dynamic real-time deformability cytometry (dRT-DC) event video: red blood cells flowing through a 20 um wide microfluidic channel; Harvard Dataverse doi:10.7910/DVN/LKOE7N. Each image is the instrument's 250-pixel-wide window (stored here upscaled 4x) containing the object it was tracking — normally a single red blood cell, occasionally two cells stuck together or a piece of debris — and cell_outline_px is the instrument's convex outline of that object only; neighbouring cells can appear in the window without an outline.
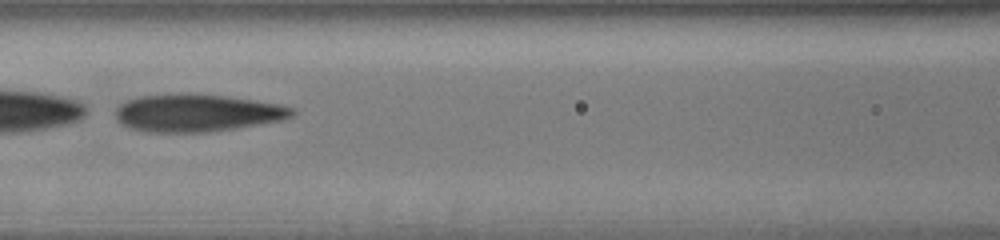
{"species": "human", "species_latin": "Homo sapiens", "temperature_condition": "cold", "stored_images_in_passage": 41, "segment_of_instrument_passage": [2, 2], "camera_frame_rate_fps": 3000, "um_per_image_px": 0.085, "donor": {"sex": "male"}, "frame": {"image": 1, "passage_image": 20, "time_ms": 6.333, "image_size_px": [1000, 240], "cell_outline_px": [[296, 112], [292, 116], [284, 120], [236, 128], [204, 132], [148, 132], [132, 128], [116, 120], [116, 108], [124, 100], [140, 96], [180, 92], [196, 92], [228, 96], [256, 100], [280, 104], [292, 108]], "centroid_in_image_um": [16.75, 9.57], "position_along_channel_um": 149.8, "area_um2": 39.19}}
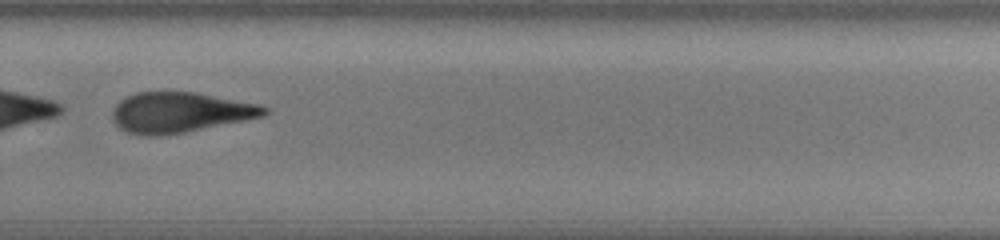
{"frame": {"image": 2, "passage_image": 30, "time_ms": 9.667, "image_size_px": [1000, 240], "cell_outline_px": [[272, 112], [264, 116], [184, 132], [160, 136], [140, 136], [128, 132], [120, 128], [116, 124], [112, 116], [112, 112], [116, 104], [120, 100], [136, 92], [196, 92], [260, 104], [268, 108]], "centroid_in_image_um": [15.31, 9.55], "position_along_channel_um": 314.5, "area_um2": 35.72}}